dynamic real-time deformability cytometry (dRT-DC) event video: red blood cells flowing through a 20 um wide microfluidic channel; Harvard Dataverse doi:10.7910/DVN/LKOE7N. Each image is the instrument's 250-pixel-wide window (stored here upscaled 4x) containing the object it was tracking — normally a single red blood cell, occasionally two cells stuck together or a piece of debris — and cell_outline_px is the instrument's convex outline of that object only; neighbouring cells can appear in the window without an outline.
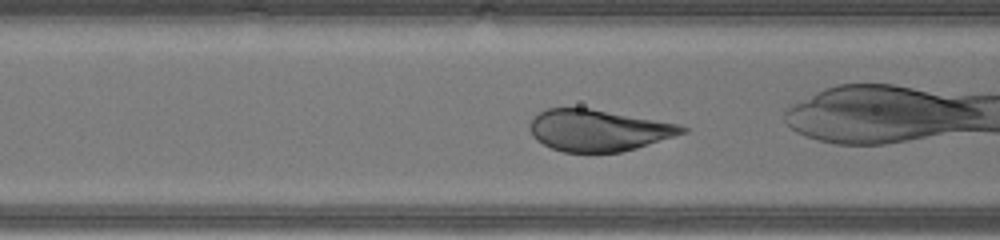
{"species": "human", "species_latin": "Homo sapiens", "temperature_condition": "warm", "stored_images_in_passage": 26, "camera_frame_rate_fps": 3000, "um_per_image_px": 0.085, "donor": {"sex": "male"}, "frame": {"image": 1, "passage_image": 5, "time_ms": 1.333, "image_size_px": [1000, 240], "cell_outline_px": [[688, 132], [636, 148], [620, 152], [564, 152], [552, 148], [536, 140], [532, 136], [528, 128], [528, 124], [540, 112], [548, 108], [588, 108], [680, 124], [688, 128]], "centroid_in_image_um": [50.85, 11.08], "position_along_channel_um": 115.7, "area_um2": 36.7}}
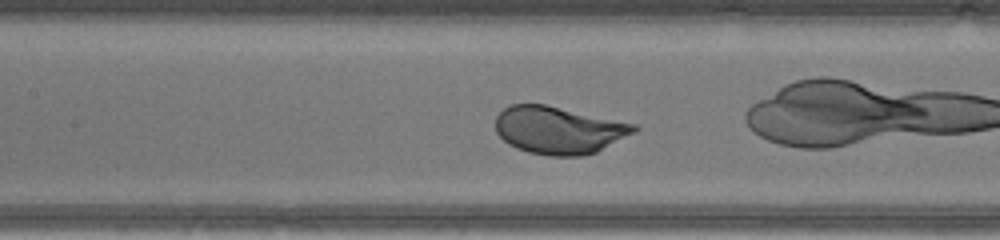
{"frame": {"image": 2, "passage_image": 8, "time_ms": 2.333, "image_size_px": [1000, 240], "cell_outline_px": [[640, 128], [636, 132], [596, 152], [580, 156], [548, 156], [528, 152], [516, 148], [508, 144], [496, 132], [496, 116], [504, 108], [512, 104], [544, 104], [636, 124]], "centroid_in_image_um": [47.49, 11.06], "position_along_channel_um": 159.9, "area_um2": 38.26}, "authors_computed_cell_mechanics": {"area_um2": 39.1595, "velocity_mm_per_s": 4.4013, "shape_relaxation_time_tau1_ms": 1.6622, "shape_relaxation_time_tau2_ms": null, "deformation_change_tau1": 0.1638, "deformation_change_tau2": null}}